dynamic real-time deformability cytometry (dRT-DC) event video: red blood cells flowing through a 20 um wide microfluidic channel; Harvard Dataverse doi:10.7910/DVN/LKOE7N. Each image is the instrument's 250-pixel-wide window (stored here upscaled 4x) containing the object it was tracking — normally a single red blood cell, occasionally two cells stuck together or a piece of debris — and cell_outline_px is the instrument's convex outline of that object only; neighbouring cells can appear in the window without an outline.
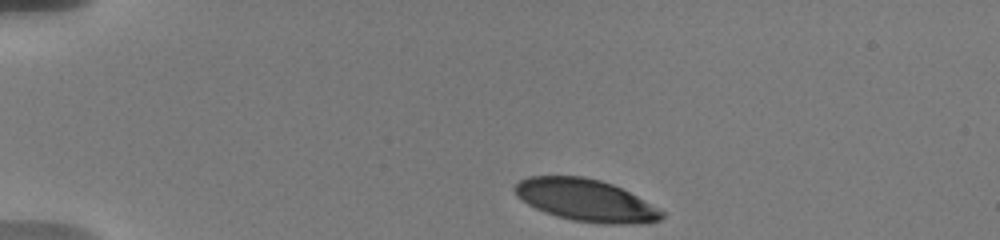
{"species": "human", "species_latin": "Homo sapiens", "temperature_condition": "warm", "stored_images_in_passage": 29, "camera_frame_rate_fps": 3000, "um_per_image_px": 0.085, "donor": {"sex": "male"}, "frame": {"image": 1, "passage_image": 1, "time_ms": 0.0, "image_size_px": [1000, 240], "cell_outline_px": [[664, 216], [660, 220], [624, 224], [604, 224], [572, 220], [556, 216], [544, 212], [528, 204], [516, 196], [512, 188], [520, 180], [528, 176], [584, 176], [600, 180], [612, 184], [636, 196], [664, 212]], "centroid_in_image_um": [49.72, 17.01], "position_along_channel_um": 35.3, "area_um2": 35.72}}
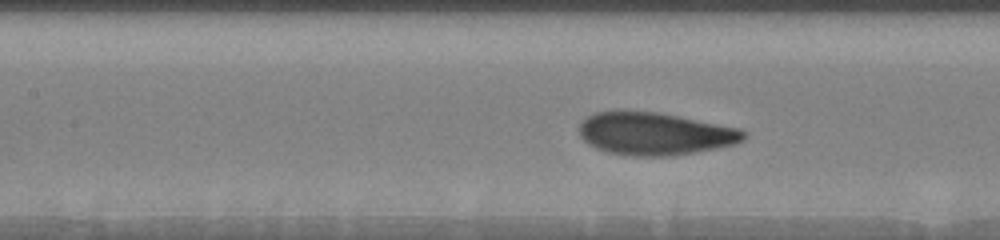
{"frame": {"image": 2, "passage_image": 12, "time_ms": 5.0, "image_size_px": [1000, 240], "cell_outline_px": [[748, 132], [744, 140], [736, 144], [720, 148], [672, 156], [632, 156], [608, 152], [596, 148], [588, 144], [580, 136], [576, 128], [588, 116], [596, 112], [616, 108], [620, 108], [656, 112], [740, 128]], "centroid_in_image_um": [55.63, 11.34], "position_along_channel_um": 151.8, "area_um2": 41.73}}
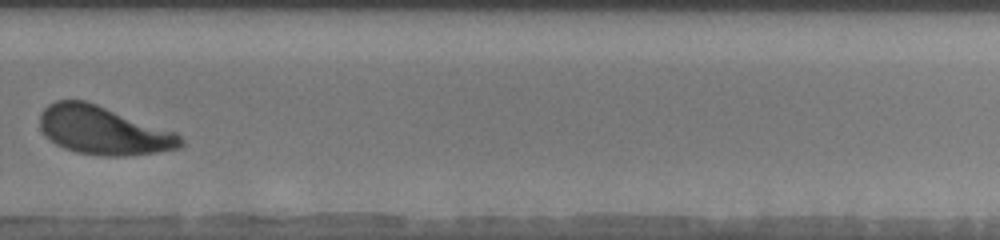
{"frame": {"image": 3, "passage_image": 19, "time_ms": 9.667, "image_size_px": [1000, 240], "cell_outline_px": [[184, 144], [180, 148], [156, 152], [124, 156], [104, 156], [76, 152], [64, 148], [56, 144], [40, 128], [40, 112], [48, 104], [56, 100], [84, 100], [96, 104], [176, 132], [184, 140]], "centroid_in_image_um": [8.79, 11.09], "position_along_channel_um": 321.0, "area_um2": 39.42}, "authors_computed_cell_mechanics": {"area_um2": 39.5352, "velocity_mm_per_s": 3.6385, "shape_relaxation_time_tau1_ms": 2.0641, "shape_relaxation_time_tau2_ms": 1.1897, "deformation_change_tau1": 0.1421, "deformation_change_tau2": 0.0699}}